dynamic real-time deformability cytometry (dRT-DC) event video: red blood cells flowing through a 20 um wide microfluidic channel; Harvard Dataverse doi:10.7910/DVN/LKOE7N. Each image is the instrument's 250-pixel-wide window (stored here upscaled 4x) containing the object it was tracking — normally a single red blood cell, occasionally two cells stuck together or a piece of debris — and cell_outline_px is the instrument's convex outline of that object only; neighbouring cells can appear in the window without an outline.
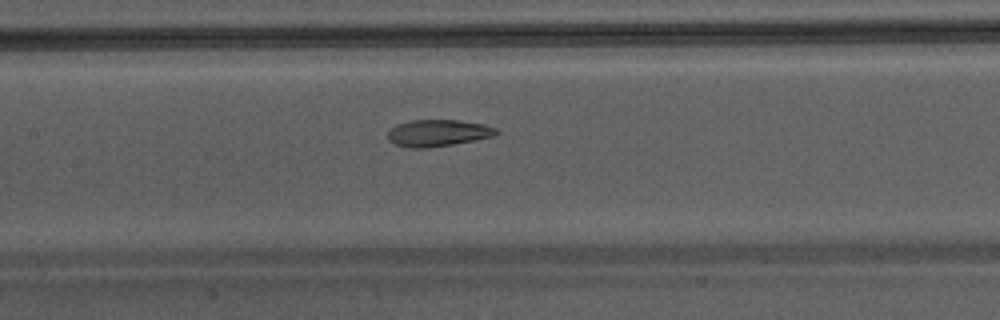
{"species": "Egyptian fruit bat (a non-hibernating species)", "species_latin": "Rousettus aegyptiacus", "temperature_condition": "warm", "stored_images_in_passage": 17, "camera_frame_rate_fps": 3000, "um_per_image_px": 0.085, "animal": {"sex": "male"}, "frame": {"image": 1, "passage_image": 10, "time_ms": 3.0, "image_size_px": [1000, 320], "cell_outline_px": [[500, 132], [492, 136], [452, 144], [424, 148], [408, 148], [396, 144], [388, 140], [388, 132], [396, 124], [412, 120], [456, 120], [484, 124], [496, 128]], "centroid_in_image_um": [37.2, 11.3], "position_along_channel_um": 170.2, "area_um2": 16.7}}
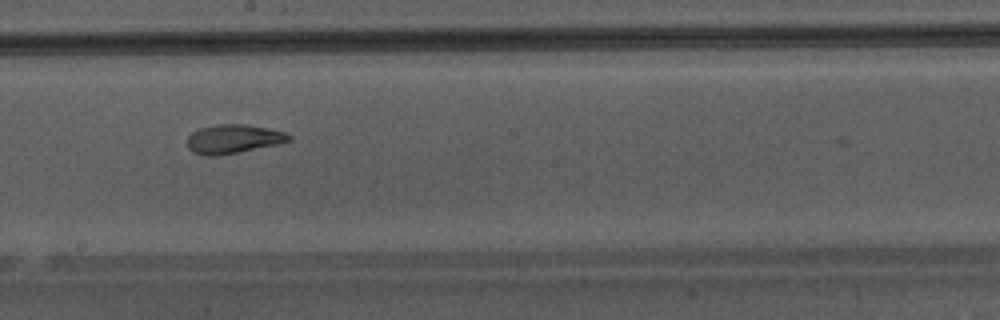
{"frame": {"image": 2, "passage_image": 14, "time_ms": 4.333, "image_size_px": [1000, 320], "cell_outline_px": [[292, 140], [276, 144], [216, 156], [200, 156], [192, 152], [188, 148], [188, 136], [192, 132], [200, 128], [216, 124], [244, 124], [268, 128], [284, 132], [292, 136]], "centroid_in_image_um": [19.79, 11.81], "position_along_channel_um": 228.4, "area_um2": 17.05}}